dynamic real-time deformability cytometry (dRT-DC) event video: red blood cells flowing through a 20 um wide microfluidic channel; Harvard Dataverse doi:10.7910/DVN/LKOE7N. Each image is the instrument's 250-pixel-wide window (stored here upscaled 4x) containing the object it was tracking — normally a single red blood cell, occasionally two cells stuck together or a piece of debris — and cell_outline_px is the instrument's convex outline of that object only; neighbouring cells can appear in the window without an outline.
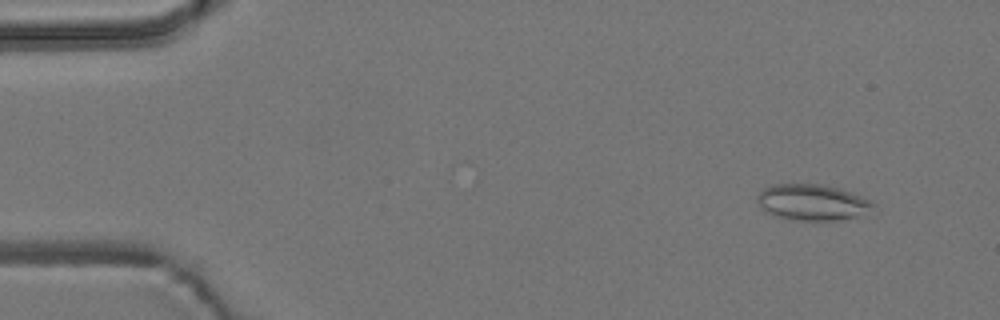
{"species": "common noctule bat (a hibernating species)", "species_latin": "Nyctalus noctula", "temperature_condition": "room temperature", "stored_images_in_passage": 11, "camera_frame_rate_fps": 3000, "um_per_image_px": 0.085, "animal": {"sex": "male", "body_mass_g": 19.2, "forearm_length_mm": 51.8}, "frame": {"image": 1, "passage_image": 5, "time_ms": 1.333, "image_size_px": [1000, 320], "cell_outline_px": [[876, 204], [856, 216], [840, 220], [796, 220], [780, 216], [760, 208], [756, 200], [756, 196], [764, 188], [772, 184], [820, 184], [852, 192]], "centroid_in_image_um": [68.98, 17.18], "position_along_channel_um": 16.0, "area_um2": 23.76}}